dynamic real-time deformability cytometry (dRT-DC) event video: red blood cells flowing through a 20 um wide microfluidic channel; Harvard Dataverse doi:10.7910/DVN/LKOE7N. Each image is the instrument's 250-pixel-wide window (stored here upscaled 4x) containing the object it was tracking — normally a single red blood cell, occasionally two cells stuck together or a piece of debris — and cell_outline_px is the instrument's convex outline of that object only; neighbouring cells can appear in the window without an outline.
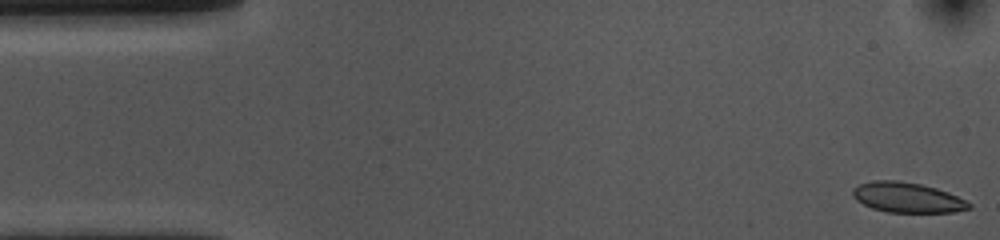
{"species": "common noctule bat (a hibernating species)", "species_latin": "Nyctalus noctula", "temperature_condition": "cold", "stored_images_in_passage": 53, "camera_frame_rate_fps": 3000, "um_per_image_px": 0.085, "animal": {"sex": "female", "body_mass_g": 10.0, "forearm_length_mm": 53.1}, "frame": {"image": 1, "passage_image": 1, "time_ms": 0.0, "image_size_px": [1000, 240], "cell_outline_px": [[972, 208], [952, 212], [888, 212], [872, 208], [856, 200], [852, 196], [852, 188], [860, 184], [872, 180], [896, 180], [920, 184], [936, 188], [948, 192], [972, 204]], "centroid_in_image_um": [77.09, 16.78], "position_along_channel_um": 7.9, "area_um2": 20.35}}
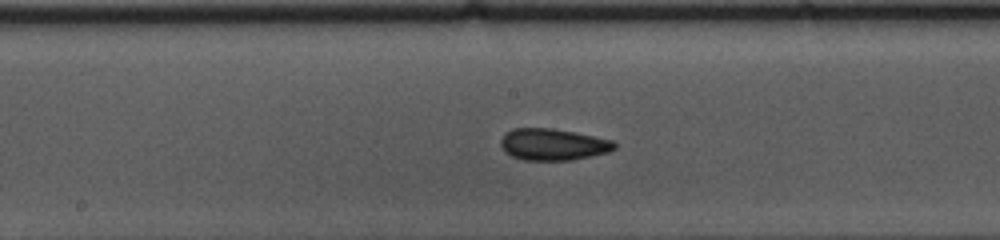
{"frame": {"image": 2, "passage_image": 26, "time_ms": 8.333, "image_size_px": [1000, 240], "cell_outline_px": [[616, 148], [608, 152], [572, 160], [524, 160], [512, 156], [504, 152], [500, 144], [500, 140], [504, 132], [512, 128], [552, 128], [576, 132], [612, 140], [616, 144]], "centroid_in_image_um": [46.97, 12.27], "position_along_channel_um": 201.2, "area_um2": 21.15}}
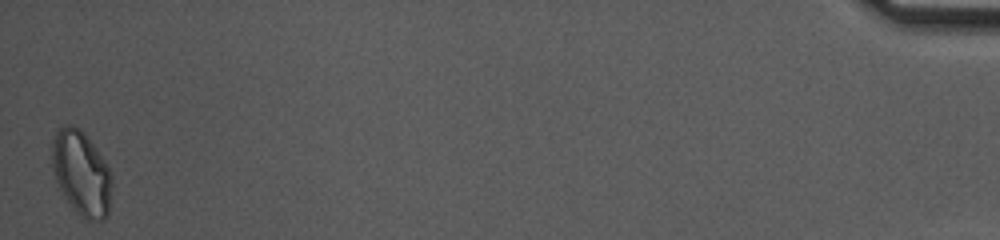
{"frame": {"image": 3, "passage_image": 53, "time_ms": 17.333, "image_size_px": [1000, 240], "cell_outline_px": [[112, 188], [108, 216], [104, 220], [84, 220], [72, 208], [64, 196], [56, 180], [52, 168], [52, 140], [56, 132], [64, 124], [72, 124], [80, 128], [84, 132], [108, 168], [112, 176]], "centroid_in_image_um": [6.92, 14.74], "position_along_channel_um": 428.3, "area_um2": 29.54}, "authors_computed_cell_mechanics": {"area_um2": 20.808, "velocity_mm_per_s": 3.6378, "shape_relaxation_time_tau1_ms": 6.8671, "shape_relaxation_time_tau2_ms": 2.9801, "deformation_change_tau1": 0.122, "deformation_change_tau2": 0.0646}}